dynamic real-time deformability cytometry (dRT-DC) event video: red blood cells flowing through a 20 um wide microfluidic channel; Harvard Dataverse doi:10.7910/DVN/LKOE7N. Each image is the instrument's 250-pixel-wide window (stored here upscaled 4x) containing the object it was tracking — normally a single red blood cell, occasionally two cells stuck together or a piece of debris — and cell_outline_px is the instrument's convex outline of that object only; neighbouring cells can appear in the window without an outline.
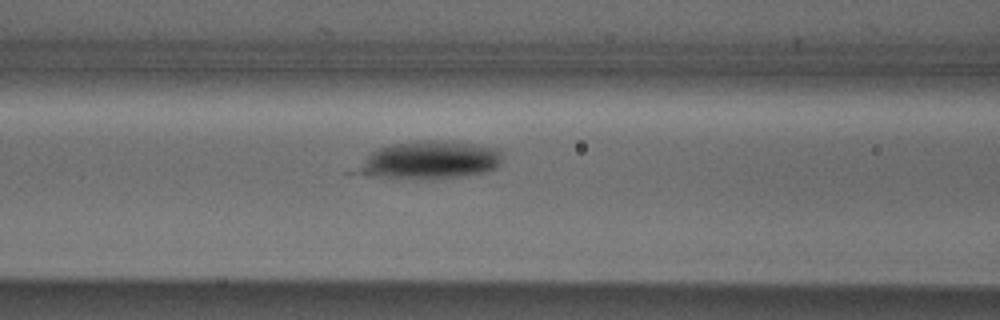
{"species": "Egyptian fruit bat (a non-hibernating species)", "species_latin": "Rousettus aegyptiacus", "temperature_condition": "cold", "stored_images_in_passage": 39, "camera_frame_rate_fps": 3000, "um_per_image_px": 0.085, "animal": {"sex": "male"}, "frame": {"image": 1, "passage_image": 8, "time_ms": 2.333, "image_size_px": [1000, 320], "cell_outline_px": [[500, 164], [496, 168], [484, 172], [464, 176], [368, 176], [344, 172], [372, 152], [380, 148], [392, 144], [424, 140], [436, 140], [476, 144], [500, 148]], "centroid_in_image_um": [36.43, 13.58], "position_along_channel_um": 130.2, "area_um2": 31.5}}
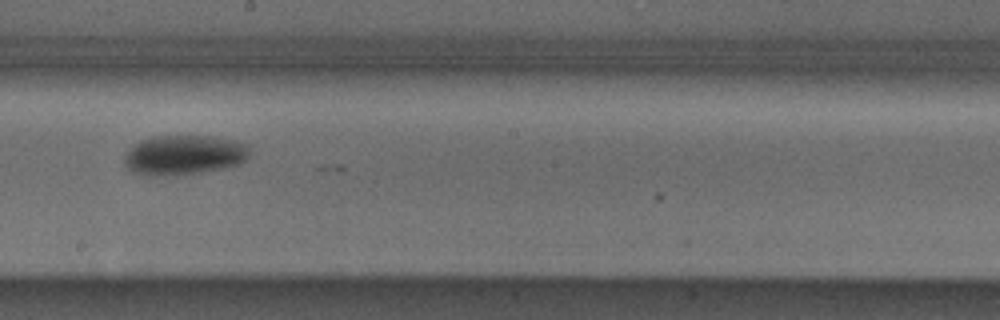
{"frame": {"image": 2, "passage_image": 16, "time_ms": 5.0, "image_size_px": [1000, 320], "cell_outline_px": [[248, 156], [244, 160], [236, 164], [224, 168], [204, 172], [176, 176], [156, 176], [132, 172], [124, 164], [124, 156], [140, 140], [152, 136], [212, 136], [232, 140], [248, 144]], "centroid_in_image_um": [15.62, 13.18], "position_along_channel_um": 232.6, "area_um2": 29.02}}
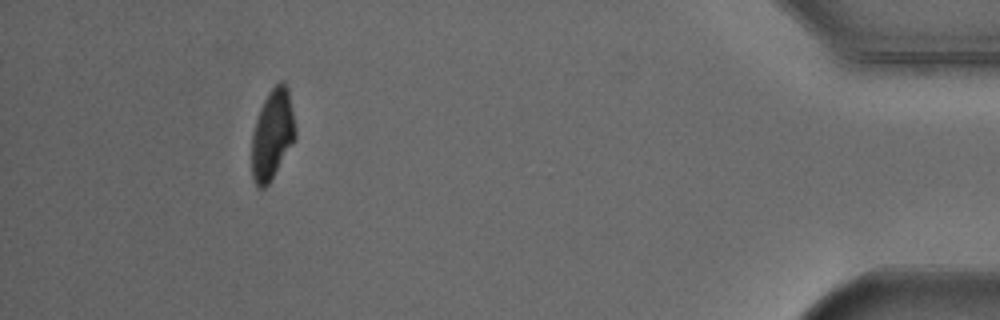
{"frame": {"image": 3, "passage_image": 35, "time_ms": 11.333, "image_size_px": [1000, 320], "cell_outline_px": [[296, 140], [268, 184], [264, 188], [256, 188], [252, 176], [252, 136], [256, 120], [260, 108], [264, 100], [272, 88], [280, 80], [284, 80], [288, 88], [296, 132]], "centroid_in_image_um": [23.16, 11.44], "position_along_channel_um": 412.0, "area_um2": 22.89}, "authors_computed_cell_mechanics": {"area_um2": 25.8944, "velocity_mm_per_s": 3.8613, "shape_relaxation_time_tau1_ms": 3.3941, "shape_relaxation_time_tau2_ms": null, "deformation_change_tau1": 0.1431, "deformation_change_tau2": null}}